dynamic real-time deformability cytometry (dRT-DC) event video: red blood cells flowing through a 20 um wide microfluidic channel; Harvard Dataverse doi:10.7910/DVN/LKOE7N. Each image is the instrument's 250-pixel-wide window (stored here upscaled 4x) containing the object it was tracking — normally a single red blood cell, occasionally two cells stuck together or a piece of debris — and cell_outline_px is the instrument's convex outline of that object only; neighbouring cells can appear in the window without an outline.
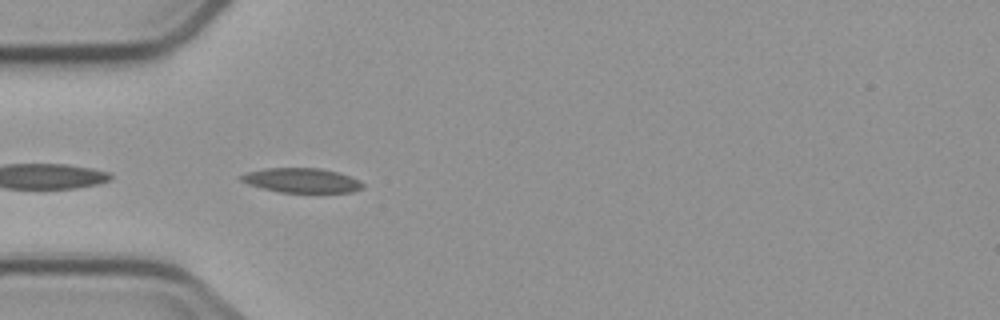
{"species": "common noctule bat (a hibernating species)", "species_latin": "Nyctalus noctula", "temperature_condition": "cold", "stored_images_in_passage": 3, "camera_frame_rate_fps": 3000, "um_per_image_px": 0.085, "animal": {"sex": "male", "body_mass_g": 23.1, "forearm_length_mm": 52.7}, "frame": {"image": 1, "passage_image": 3, "time_ms": 3.333, "image_size_px": [1000, 320], "cell_outline_px": [[364, 188], [352, 192], [280, 192], [248, 184], [240, 180], [236, 176], [248, 172], [268, 168], [320, 168], [340, 172], [360, 180], [364, 184]], "centroid_in_image_um": [25.67, 15.33], "position_along_channel_um": 59.3, "area_um2": 17.46}}